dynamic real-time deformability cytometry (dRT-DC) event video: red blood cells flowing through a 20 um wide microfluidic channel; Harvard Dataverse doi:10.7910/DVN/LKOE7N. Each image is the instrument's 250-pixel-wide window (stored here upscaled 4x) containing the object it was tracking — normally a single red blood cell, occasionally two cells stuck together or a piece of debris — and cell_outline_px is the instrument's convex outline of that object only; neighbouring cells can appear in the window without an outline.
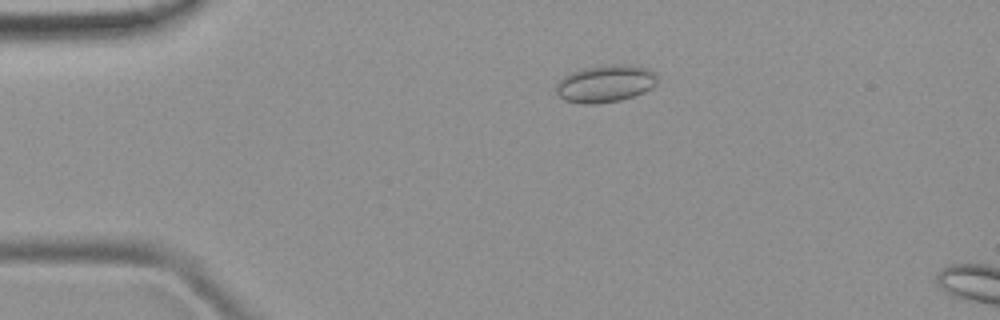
{"species": "common noctule bat (a hibernating species)", "species_latin": "Nyctalus noctula", "temperature_condition": "room temperature", "stored_images_in_passage": 50, "camera_frame_rate_fps": 3000, "um_per_image_px": 0.085, "animal": {"sex": "female", "body_mass_g": 19.9}, "frame": {"image": 1, "passage_image": 11, "time_ms": 3.333, "image_size_px": [1000, 320], "cell_outline_px": [[656, 84], [652, 88], [644, 92], [620, 100], [596, 104], [580, 104], [564, 100], [556, 92], [556, 84], [564, 76], [572, 72], [588, 68], [612, 64], [632, 64], [648, 68], [656, 72]], "centroid_in_image_um": [51.48, 7.11], "position_along_channel_um": 33.5, "area_um2": 22.02}}
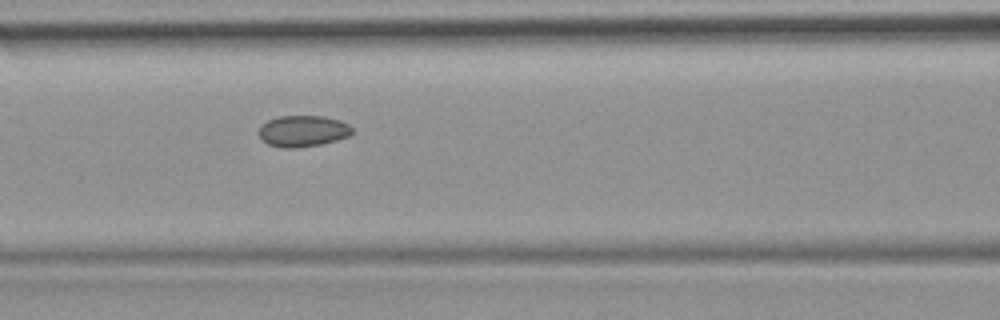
{"frame": {"image": 2, "passage_image": 22, "time_ms": 7.0, "image_size_px": [1000, 320], "cell_outline_px": [[352, 132], [348, 136], [336, 140], [320, 144], [296, 148], [284, 148], [268, 144], [260, 140], [260, 128], [268, 120], [280, 116], [324, 116], [340, 120], [348, 124], [352, 128]], "centroid_in_image_um": [25.75, 11.14], "position_along_channel_um": 140.9, "area_um2": 16.88}}
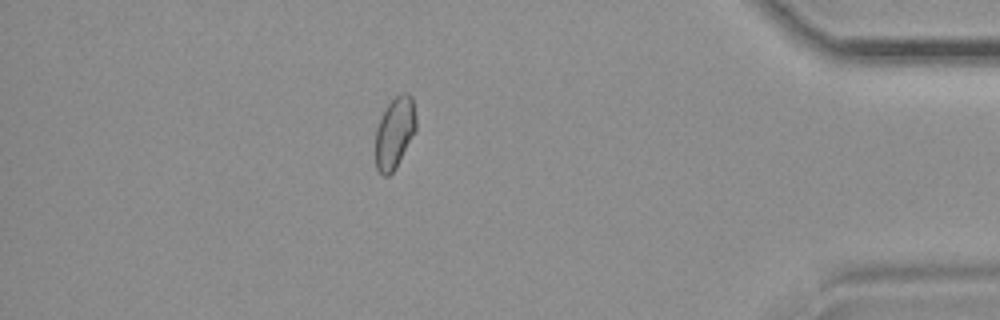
{"frame": {"image": 3, "passage_image": 44, "time_ms": 14.333, "image_size_px": [1000, 320], "cell_outline_px": [[416, 128], [396, 168], [388, 176], [384, 176], [376, 168], [376, 128], [388, 104], [400, 92], [408, 92], [412, 96], [416, 116]], "centroid_in_image_um": [33.56, 11.26], "position_along_channel_um": 401.6, "area_um2": 16.7}}